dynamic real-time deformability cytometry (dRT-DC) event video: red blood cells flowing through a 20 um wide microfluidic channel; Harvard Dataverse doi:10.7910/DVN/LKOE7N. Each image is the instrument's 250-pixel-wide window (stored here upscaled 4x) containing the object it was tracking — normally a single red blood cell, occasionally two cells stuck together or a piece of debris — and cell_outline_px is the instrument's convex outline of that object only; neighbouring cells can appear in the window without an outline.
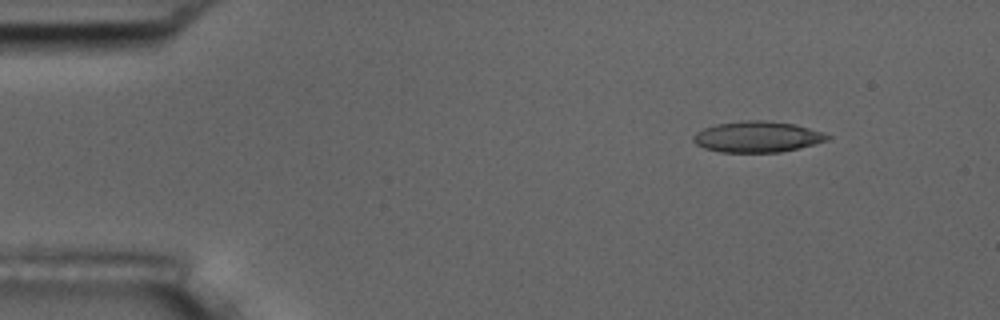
{"species": "common noctule bat (a hibernating species)", "species_latin": "Nyctalus noctula", "temperature_condition": "room temperature", "stored_images_in_passage": 10, "camera_frame_rate_fps": 3000, "um_per_image_px": 0.085, "animal": {"sex": "male", "body_mass_g": 17.5, "forearm_length_mm": 52.3}, "frame": {"image": 1, "passage_image": 1, "time_ms": 0.0, "image_size_px": [1000, 320], "cell_outline_px": [[832, 136], [828, 140], [816, 144], [800, 148], [780, 152], [720, 152], [704, 148], [696, 144], [692, 140], [692, 136], [696, 132], [704, 128], [716, 124], [744, 120], [764, 120], [796, 124], [824, 132]], "centroid_in_image_um": [64.39, 11.62], "position_along_channel_um": 20.6, "area_um2": 24.45}}
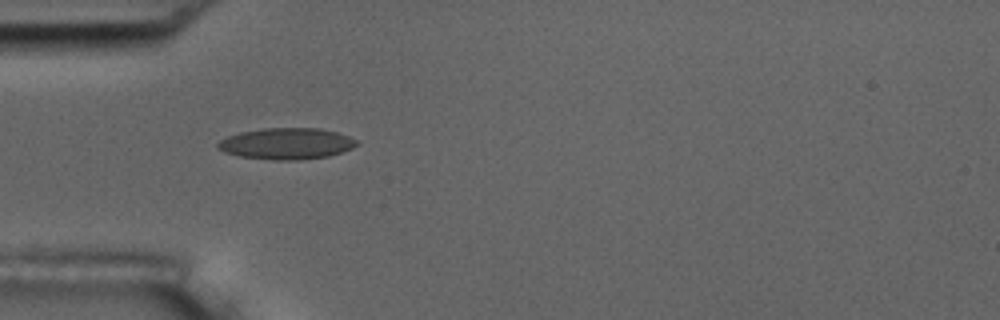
{"frame": {"image": 2, "passage_image": 4, "time_ms": 3.333, "image_size_px": [1000, 320], "cell_outline_px": [[360, 144], [352, 148], [328, 156], [300, 160], [272, 160], [240, 156], [224, 152], [216, 148], [216, 144], [220, 140], [228, 136], [240, 132], [264, 128], [320, 128], [336, 132], [348, 136], [356, 140]], "centroid_in_image_um": [24.34, 12.21], "position_along_channel_um": 60.7, "area_um2": 25.37}}
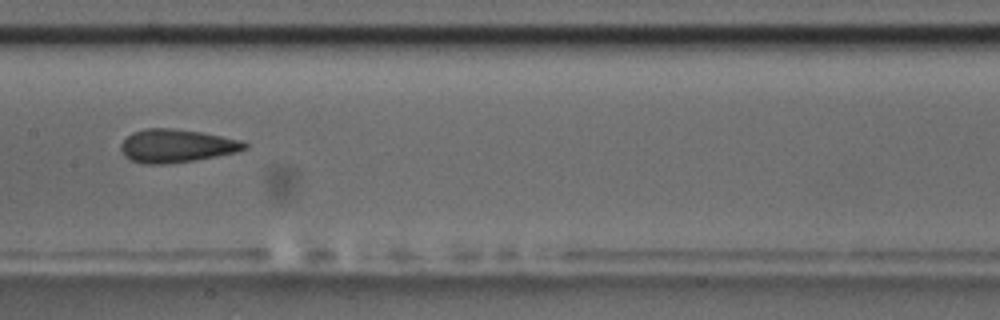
{"frame": {"image": 3, "passage_image": 7, "time_ms": 7.0, "image_size_px": [1000, 320], "cell_outline_px": [[248, 148], [236, 152], [196, 160], [168, 164], [144, 164], [132, 160], [124, 156], [120, 148], [120, 144], [132, 132], [144, 128], [172, 128], [200, 132], [240, 140], [248, 144]], "centroid_in_image_um": [14.98, 12.4], "position_along_channel_um": 192.4, "area_um2": 23.93}}